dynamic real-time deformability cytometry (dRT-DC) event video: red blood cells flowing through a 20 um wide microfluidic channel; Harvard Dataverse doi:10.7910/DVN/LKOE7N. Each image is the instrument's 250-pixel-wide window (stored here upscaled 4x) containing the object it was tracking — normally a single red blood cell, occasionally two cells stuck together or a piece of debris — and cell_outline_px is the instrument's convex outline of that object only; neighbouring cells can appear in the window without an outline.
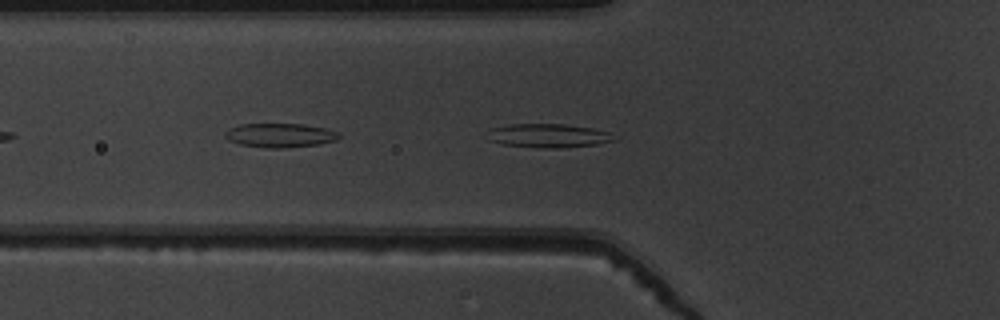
{"species": "common noctule bat (a hibernating species)", "species_latin": "Nyctalus noctula", "temperature_condition": "warm", "stored_images_in_passage": 37, "camera_frame_rate_fps": 3000, "um_per_image_px": 0.085, "animal": {"sex": "male", "body_mass_g": 19.5, "forearm_length_mm": 54.6}, "frame": {"image": 1, "passage_image": 6, "time_ms": 1.667, "image_size_px": [1000, 320], "cell_outline_px": [[616, 140], [596, 144], [560, 148], [540, 148], [504, 144], [488, 140], [492, 128], [508, 124], [564, 124], [592, 128], [608, 132]], "centroid_in_image_um": [46.61, 11.53], "position_along_channel_um": 79.2, "area_um2": 17.28}}
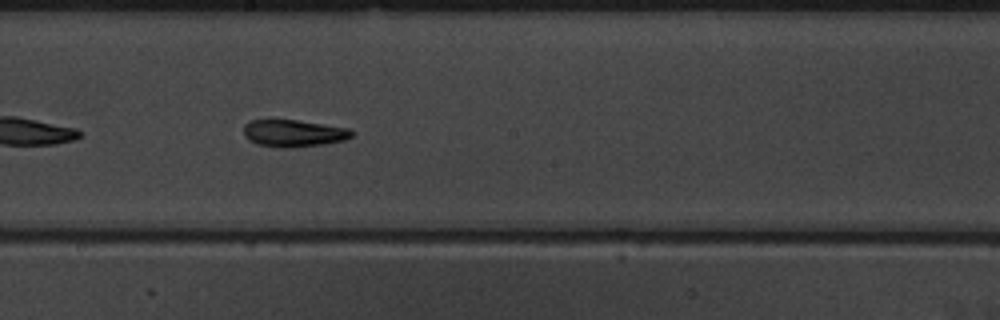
{"frame": {"image": 2, "passage_image": 17, "time_ms": 5.333, "image_size_px": [1000, 320], "cell_outline_px": [[352, 136], [344, 140], [324, 144], [288, 148], [284, 148], [256, 144], [248, 140], [244, 136], [244, 124], [248, 120], [296, 120], [348, 128], [352, 132]], "centroid_in_image_um": [24.9, 11.33], "position_along_channel_um": 223.3, "area_um2": 16.99}}
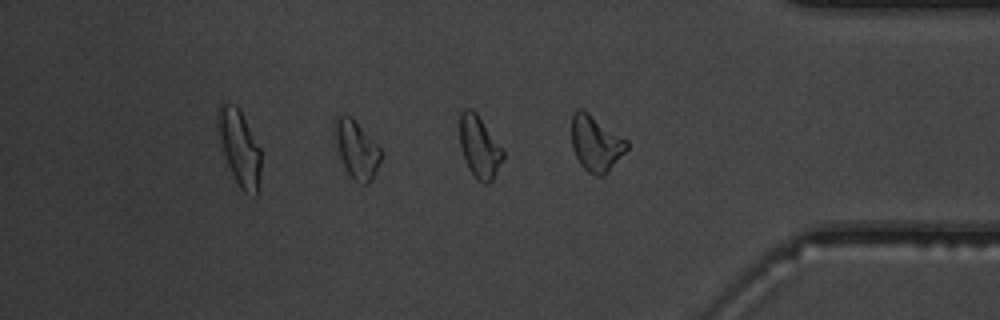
{"frame": {"image": 3, "passage_image": 30, "time_ms": 9.667, "image_size_px": [1000, 320], "cell_outline_px": [[384, 152], [372, 180], [368, 184], [364, 184], [352, 180], [340, 156], [336, 144], [336, 116], [344, 112], [352, 116]], "centroid_in_image_um": [30.35, 12.69], "position_along_channel_um": 404.9, "area_um2": 15.49}, "authors_computed_cell_mechanics": {"area_um2": 16.5308, "velocity_mm_per_s": 3.9244, "shape_relaxation_time_tau1_ms": 4.979, "shape_relaxation_time_tau2_ms": 3.3041, "deformation_change_tau1": 0.1834, "deformation_change_tau2": 0.1167}}